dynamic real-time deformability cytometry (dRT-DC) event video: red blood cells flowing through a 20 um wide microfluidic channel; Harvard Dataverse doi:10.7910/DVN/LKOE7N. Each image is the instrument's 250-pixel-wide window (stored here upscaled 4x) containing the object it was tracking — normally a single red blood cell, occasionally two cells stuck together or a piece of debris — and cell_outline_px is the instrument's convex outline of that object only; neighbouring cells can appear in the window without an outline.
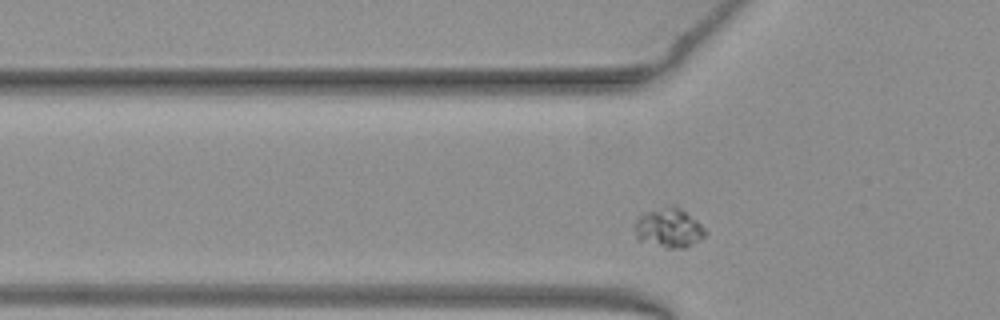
{"species": "common noctule bat (a hibernating species)", "species_latin": "Nyctalus noctula", "temperature_condition": "warm", "stored_images_in_passage": 43, "camera_frame_rate_fps": 3000, "um_per_image_px": 0.085, "animal": {"sex": "female", "body_mass_g": 19.3, "forearm_length_mm": 54.1}, "frame": {"image": 1, "passage_image": 5, "time_ms": 1.333, "image_size_px": [1000, 320], "cell_outline_px": [[708, 232], [704, 236], [684, 248], [668, 248], [636, 240], [632, 228], [636, 216], [640, 212], [668, 204], [680, 208], [696, 220]], "centroid_in_image_um": [56.73, 19.34], "position_along_channel_um": 69.1, "area_um2": 16.7}}
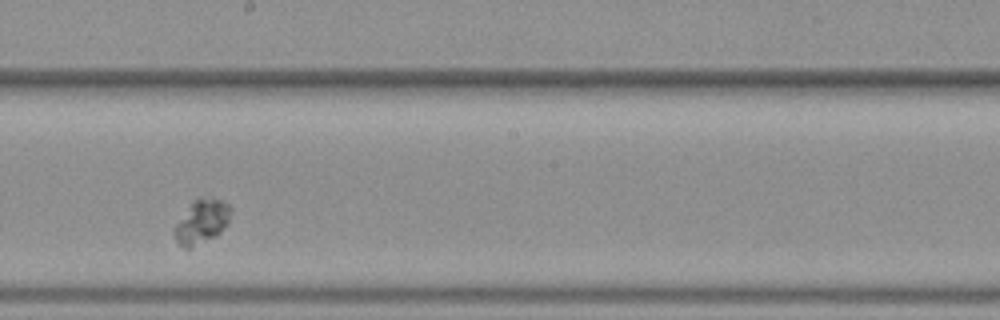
{"frame": {"image": 2, "passage_image": 18, "time_ms": 5.667, "image_size_px": [1000, 320], "cell_outline_px": [[232, 208], [228, 224], [216, 236], [192, 248], [184, 248], [176, 240], [172, 232], [172, 228], [192, 200], [200, 196], [220, 200], [228, 204]], "centroid_in_image_um": [17.12, 18.83], "position_along_channel_um": 231.1, "area_um2": 14.8}}
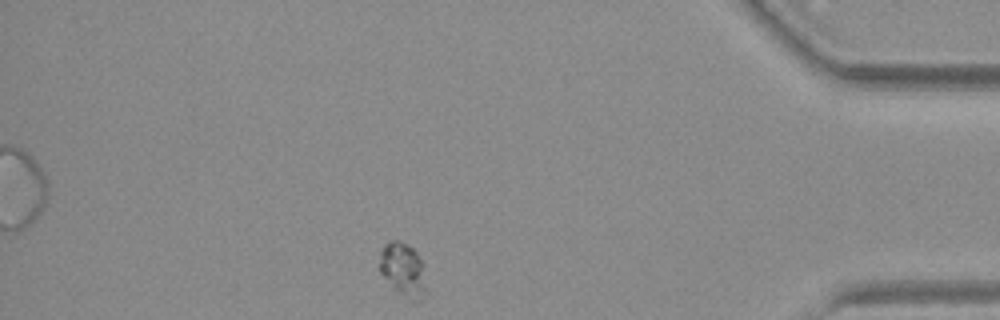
{"frame": {"image": 3, "passage_image": 35, "time_ms": 11.333, "image_size_px": [1000, 320], "cell_outline_px": [[428, 292], [424, 296], [412, 300], [408, 300], [396, 292], [380, 272], [380, 252], [384, 244], [388, 240], [400, 240], [408, 244], [416, 252], [420, 260]], "centroid_in_image_um": [34.25, 22.92], "position_along_channel_um": 401.0, "area_um2": 14.62}}